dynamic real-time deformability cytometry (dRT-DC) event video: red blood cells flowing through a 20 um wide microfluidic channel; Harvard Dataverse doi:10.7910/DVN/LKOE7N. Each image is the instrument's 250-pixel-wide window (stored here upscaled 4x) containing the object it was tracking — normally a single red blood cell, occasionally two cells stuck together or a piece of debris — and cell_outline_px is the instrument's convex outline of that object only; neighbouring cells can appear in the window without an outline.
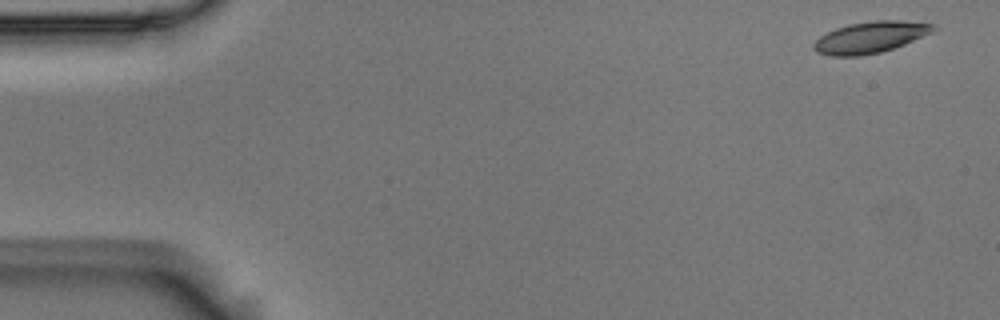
{"species": "Egyptian fruit bat (a non-hibernating species)", "species_latin": "Rousettus aegyptiacus", "temperature_condition": "room temperature", "stored_images_in_passage": 4, "camera_frame_rate_fps": 3000, "um_per_image_px": 0.085, "animal": {"sex": "male"}, "frame": {"image": 1, "passage_image": 1, "time_ms": 0.0, "image_size_px": [1000, 320], "cell_outline_px": [[936, 28], [932, 32], [904, 44], [880, 52], [860, 56], [828, 56], [816, 52], [812, 48], [812, 44], [820, 36], [836, 28], [848, 24], [872, 20], [900, 20], [932, 24]], "centroid_in_image_um": [73.92, 3.17], "position_along_channel_um": 11.1, "area_um2": 21.79}}
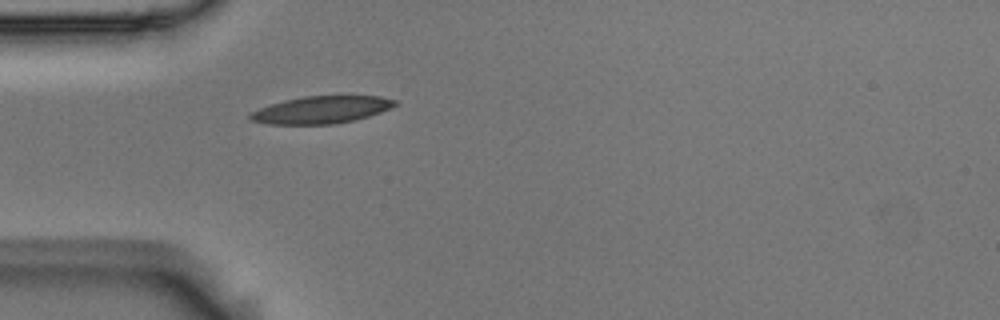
{"frame": {"image": 2, "passage_image": 4, "time_ms": 1.0, "image_size_px": [1000, 320], "cell_outline_px": [[396, 104], [392, 108], [368, 116], [336, 124], [268, 124], [252, 120], [248, 116], [252, 112], [260, 108], [284, 100], [304, 96], [380, 96], [396, 100]], "centroid_in_image_um": [27.33, 9.33], "position_along_channel_um": 57.7, "area_um2": 22.77}}